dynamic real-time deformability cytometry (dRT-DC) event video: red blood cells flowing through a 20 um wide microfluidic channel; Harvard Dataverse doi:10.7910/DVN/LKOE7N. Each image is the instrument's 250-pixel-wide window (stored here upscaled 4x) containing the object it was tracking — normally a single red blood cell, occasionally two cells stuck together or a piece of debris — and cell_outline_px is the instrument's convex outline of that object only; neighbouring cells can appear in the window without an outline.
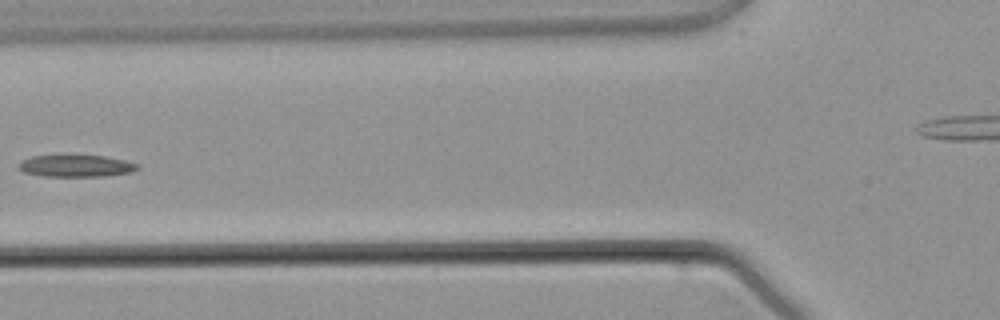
{"species": "common noctule bat (a hibernating species)", "species_latin": "Nyctalus noctula", "temperature_condition": "warm", "stored_images_in_passage": 3, "camera_frame_rate_fps": 3000, "um_per_image_px": 0.085, "animal": {"sex": "male", "body_mass_g": 21.5, "forearm_length_mm": 52.0}, "frame": {"image": 1, "passage_image": 3, "time_ms": 2.333, "image_size_px": [1000, 320], "cell_outline_px": [[140, 168], [132, 172], [108, 176], [40, 176], [24, 172], [16, 168], [20, 160], [32, 156], [104, 156], [124, 160], [140, 164]], "centroid_in_image_um": [6.46, 14.11], "position_along_channel_um": 119.3, "area_um2": 15.26}}